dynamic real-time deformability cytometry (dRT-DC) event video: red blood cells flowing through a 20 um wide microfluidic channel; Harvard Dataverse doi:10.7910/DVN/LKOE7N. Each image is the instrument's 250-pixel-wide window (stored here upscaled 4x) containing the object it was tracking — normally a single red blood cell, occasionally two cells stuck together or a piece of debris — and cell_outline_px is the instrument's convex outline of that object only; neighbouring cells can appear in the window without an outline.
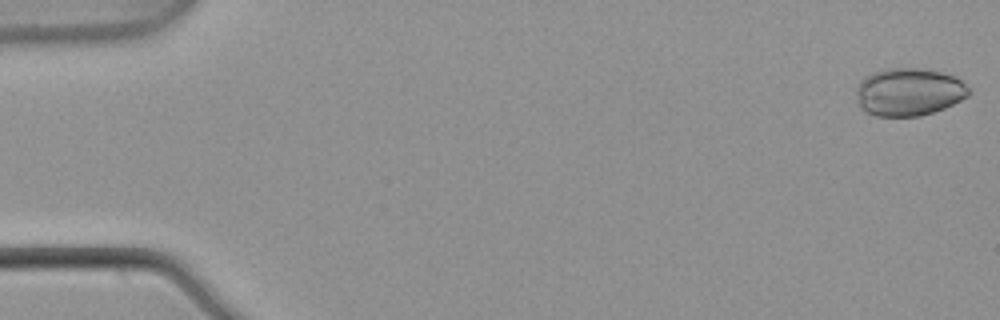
{"species": "common noctule bat (a hibernating species)", "species_latin": "Nyctalus noctula", "temperature_condition": "warm", "stored_images_in_passage": 6, "camera_frame_rate_fps": 3000, "um_per_image_px": 0.085, "animal": {"sex": "male", "body_mass_g": 21.5, "forearm_length_mm": 52.0}, "frame": {"image": 1, "passage_image": 1, "time_ms": 0.0, "image_size_px": [1000, 320], "cell_outline_px": [[972, 92], [968, 96], [944, 108], [920, 116], [876, 116], [864, 112], [860, 108], [856, 92], [856, 88], [860, 80], [864, 76], [872, 72], [884, 68], [920, 68], [940, 72], [956, 76]], "centroid_in_image_um": [77.22, 7.81], "position_along_channel_um": 7.8, "area_um2": 31.56}}
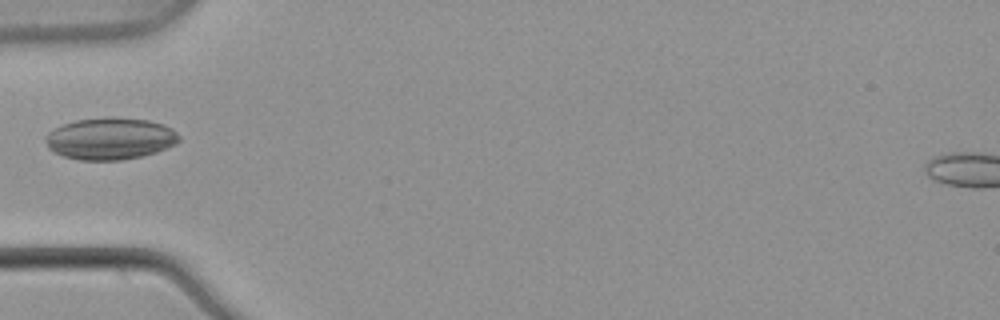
{"frame": {"image": 2, "passage_image": 5, "time_ms": 1.333, "image_size_px": [1000, 320], "cell_outline_px": [[180, 140], [176, 144], [156, 152], [140, 156], [120, 160], [80, 160], [64, 156], [48, 148], [44, 140], [44, 136], [48, 132], [64, 124], [76, 120], [148, 120], [164, 124], [172, 128], [180, 136]], "centroid_in_image_um": [9.37, 11.82], "position_along_channel_um": 75.6, "area_um2": 31.67}}
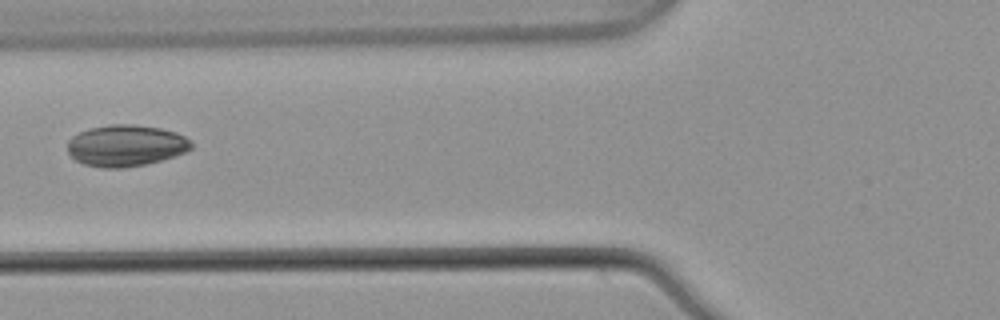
{"frame": {"image": 3, "passage_image": 6, "time_ms": 1.667, "image_size_px": [1000, 320], "cell_outline_px": [[192, 148], [184, 152], [160, 160], [144, 164], [124, 168], [100, 168], [84, 164], [76, 160], [68, 152], [68, 140], [72, 136], [88, 128], [108, 124], [132, 124], [160, 128], [176, 132], [184, 136], [192, 144]], "centroid_in_image_um": [10.66, 12.37], "position_along_channel_um": 115.1, "area_um2": 29.82}}